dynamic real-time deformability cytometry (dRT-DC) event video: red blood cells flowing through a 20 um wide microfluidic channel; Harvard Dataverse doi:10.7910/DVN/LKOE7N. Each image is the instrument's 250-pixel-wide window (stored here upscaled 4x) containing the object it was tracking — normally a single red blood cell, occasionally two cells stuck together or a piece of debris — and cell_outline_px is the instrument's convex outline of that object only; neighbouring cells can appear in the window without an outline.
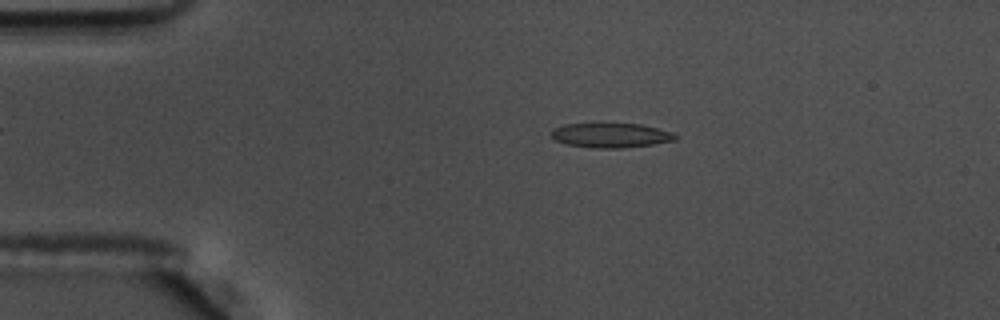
{"species": "common noctule bat (a hibernating species)", "species_latin": "Nyctalus noctula", "temperature_condition": "warm", "stored_images_in_passage": 56, "camera_frame_rate_fps": 3000, "um_per_image_px": 0.085, "animal": {"sex": "male", "body_mass_g": 17.5, "forearm_length_mm": 52.3}, "frame": {"image": 1, "passage_image": 11, "time_ms": 3.333, "image_size_px": [1000, 320], "cell_outline_px": [[676, 140], [652, 144], [620, 148], [596, 148], [564, 144], [556, 140], [552, 136], [552, 128], [564, 124], [640, 124], [672, 132], [676, 136]], "centroid_in_image_um": [51.89, 11.5], "position_along_channel_um": 33.1, "area_um2": 17.51}}
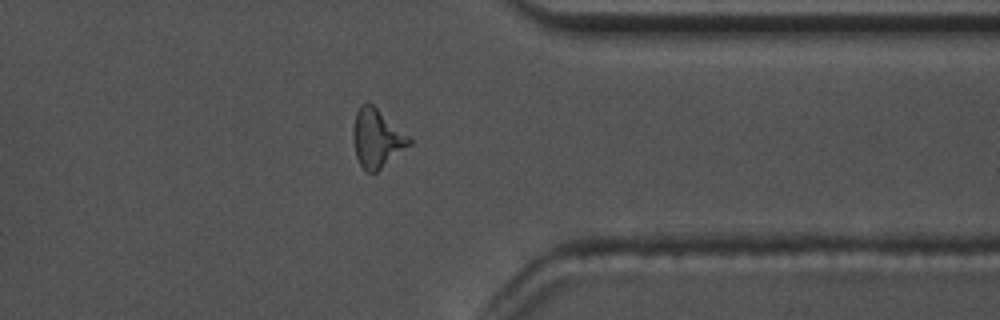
{"frame": {"image": 2, "passage_image": 44, "time_ms": 14.333, "image_size_px": [1000, 320], "cell_outline_px": [[412, 144], [376, 172], [368, 172], [360, 164], [356, 156], [352, 140], [352, 128], [356, 112], [360, 104], [368, 100], [412, 136]], "centroid_in_image_um": [32.05, 11.7], "position_along_channel_um": 379.3, "area_um2": 19.65}}
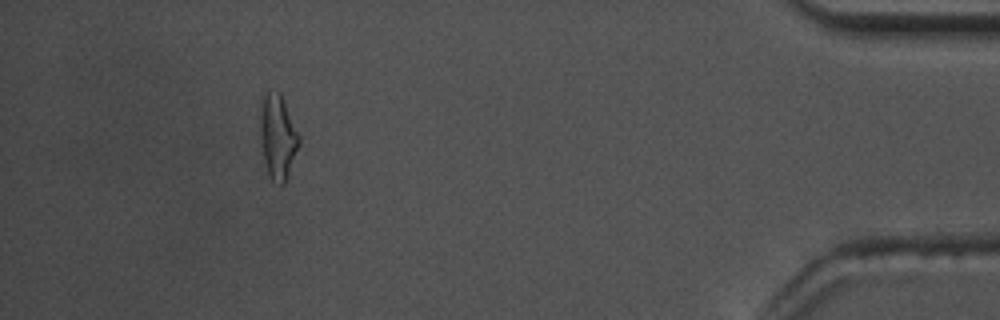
{"frame": {"image": 3, "passage_image": 51, "time_ms": 16.667, "image_size_px": [1000, 320], "cell_outline_px": [[300, 144], [284, 184], [280, 184], [272, 180], [268, 172], [264, 160], [260, 140], [260, 96], [268, 88], [280, 92], [300, 136]], "centroid_in_image_um": [23.59, 11.53], "position_along_channel_um": 411.6, "area_um2": 19.42}, "authors_computed_cell_mechanics": {"area_um2": 17.8313, "velocity_mm_per_s": 3.6284, "shape_relaxation_time_tau1_ms": 6.4268, "shape_relaxation_time_tau2_ms": 1.8745, "deformation_change_tau1": 0.2325, "deformation_change_tau2": 0.1343}}